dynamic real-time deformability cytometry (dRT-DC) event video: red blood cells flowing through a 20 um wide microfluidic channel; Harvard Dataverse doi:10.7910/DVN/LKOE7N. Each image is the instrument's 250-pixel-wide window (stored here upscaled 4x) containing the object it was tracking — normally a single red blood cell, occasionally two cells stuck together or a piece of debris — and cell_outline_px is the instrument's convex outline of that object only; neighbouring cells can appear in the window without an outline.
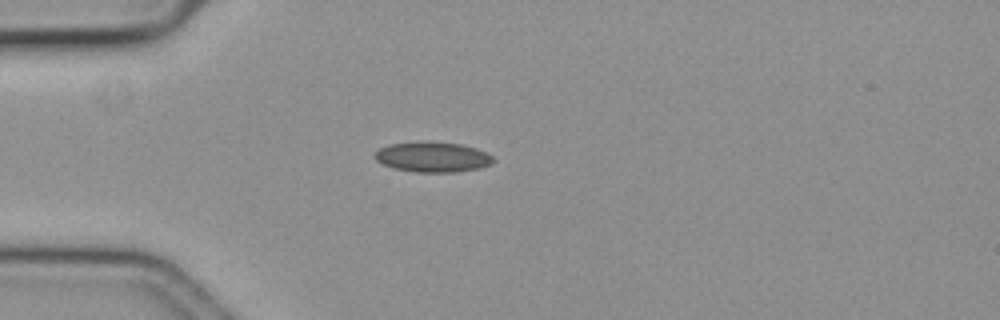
{"species": "common noctule bat (a hibernating species)", "species_latin": "Nyctalus noctula", "temperature_condition": "cold", "stored_images_in_passage": 37, "camera_frame_rate_fps": 3000, "um_per_image_px": 0.085, "animal": {"sex": "female", "body_mass_g": 19.3, "forearm_length_mm": 54.1}, "frame": {"image": 1, "passage_image": 1, "time_ms": 0.0, "image_size_px": [1000, 320], "cell_outline_px": [[496, 160], [492, 164], [480, 168], [456, 172], [416, 172], [392, 168], [376, 160], [372, 156], [380, 148], [388, 144], [428, 140], [460, 144], [476, 148], [492, 156]], "centroid_in_image_um": [36.77, 13.33], "position_along_channel_um": 48.2, "area_um2": 21.15}}
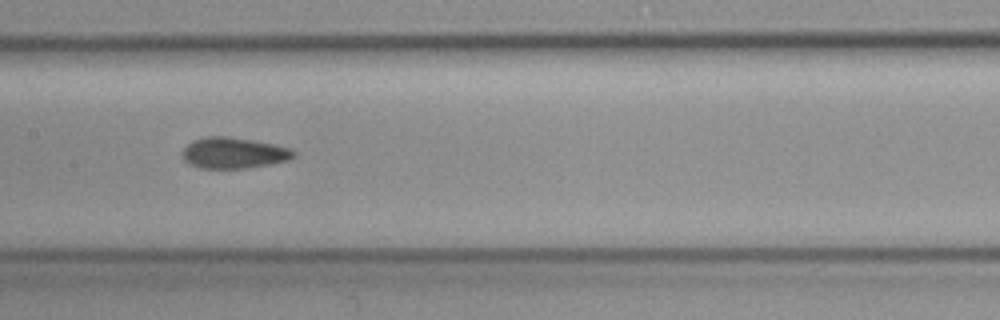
{"frame": {"image": 2, "passage_image": 14, "time_ms": 4.333, "image_size_px": [1000, 320], "cell_outline_px": [[296, 156], [288, 160], [268, 164], [244, 168], [200, 168], [188, 164], [180, 156], [180, 152], [192, 140], [208, 136], [224, 136], [272, 144], [288, 148], [296, 152]], "centroid_in_image_um": [19.79, 13.01], "position_along_channel_um": 187.6, "area_um2": 19.94}}
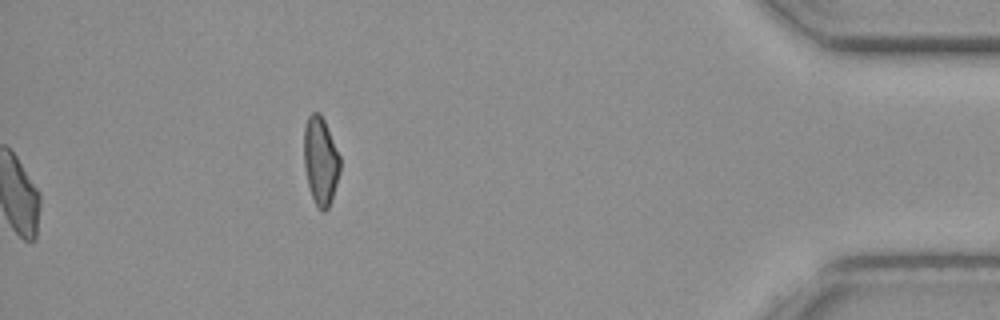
{"frame": {"image": 3, "passage_image": 37, "time_ms": 12.0, "image_size_px": [1000, 320], "cell_outline_px": [[340, 172], [328, 208], [324, 212], [320, 212], [316, 208], [308, 184], [304, 168], [304, 128], [308, 116], [312, 112], [320, 112], [324, 120], [340, 156]], "centroid_in_image_um": [27.24, 13.68], "position_along_channel_um": 408.0, "area_um2": 18.55}, "authors_computed_cell_mechanics": {"area_um2": 20.0566, "velocity_mm_per_s": 3.5948, "shape_relaxation_time_tau1_ms": 6.5665, "shape_relaxation_time_tau2_ms": 2.979, "deformation_change_tau1": 0.1043, "deformation_change_tau2": 0.0844}}